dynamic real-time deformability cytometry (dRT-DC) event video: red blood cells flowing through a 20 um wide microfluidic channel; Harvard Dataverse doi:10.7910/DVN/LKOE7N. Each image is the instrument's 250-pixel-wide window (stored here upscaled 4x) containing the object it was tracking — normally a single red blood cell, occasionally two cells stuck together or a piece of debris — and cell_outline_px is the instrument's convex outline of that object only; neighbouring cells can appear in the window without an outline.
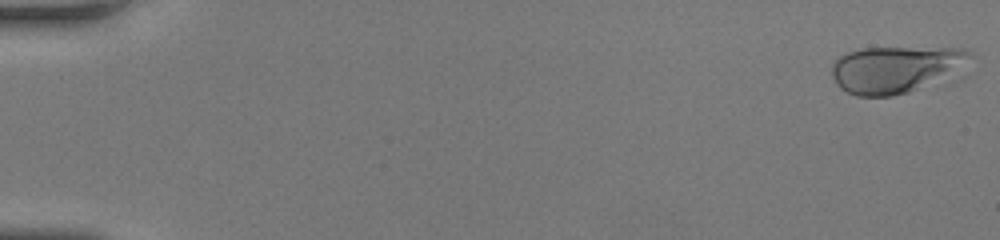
{"species": "human", "species_latin": "Homo sapiens", "temperature_condition": "room temperature", "stored_images_in_passage": 51, "camera_frame_rate_fps": 3000, "um_per_image_px": 0.085, "donor": {"sex": "female"}, "frame": {"image": 1, "passage_image": 1, "time_ms": 0.0, "image_size_px": [1000, 240], "cell_outline_px": [[972, 52], [964, 80], [948, 84], [892, 96], [856, 96], [840, 88], [836, 84], [832, 76], [832, 64], [840, 56], [848, 52], [860, 48], [964, 48]], "centroid_in_image_um": [76.4, 5.94], "position_along_channel_um": 8.6, "area_um2": 40.23}}
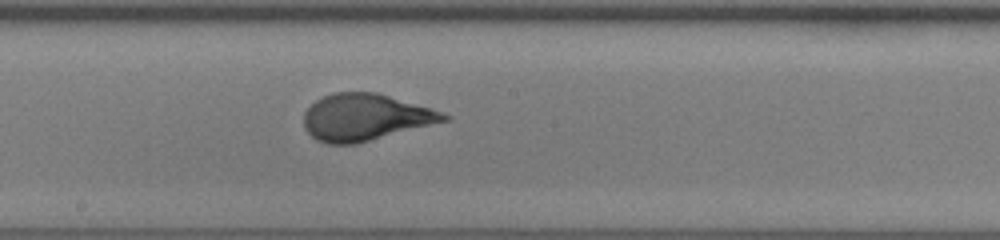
{"frame": {"image": 2, "passage_image": 29, "time_ms": 9.333, "image_size_px": [1000, 240], "cell_outline_px": [[452, 120], [356, 144], [328, 144], [316, 140], [304, 128], [304, 112], [316, 100], [332, 92], [376, 92], [432, 108], [452, 116]], "centroid_in_image_um": [31.09, 9.97], "position_along_channel_um": 217.1, "area_um2": 38.44}}
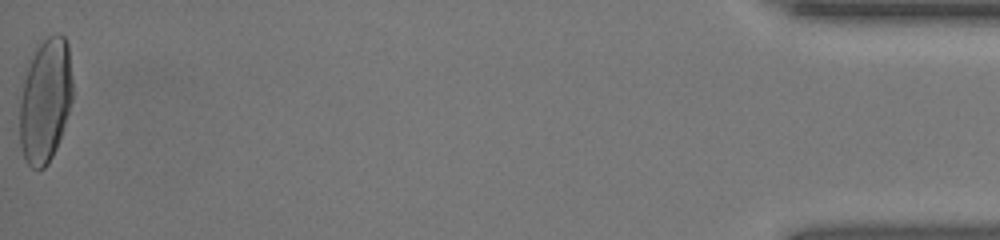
{"frame": {"image": 3, "passage_image": 51, "time_ms": 16.667, "image_size_px": [1000, 240], "cell_outline_px": [[72, 100], [56, 148], [48, 164], [44, 168], [32, 168], [28, 164], [24, 156], [20, 144], [20, 100], [24, 80], [36, 44], [48, 36], [56, 32], [60, 32], [64, 36], [68, 44], [72, 80]], "centroid_in_image_um": [3.86, 8.49], "position_along_channel_um": 431.3, "area_um2": 38.21}, "authors_computed_cell_mechanics": {"area_um2": 37.1076, "velocity_mm_per_s": 4.1825, "shape_relaxation_time_tau1_ms": 4.4367, "shape_relaxation_time_tau2_ms": null, "deformation_change_tau1": 0.2181, "deformation_change_tau2": null}}